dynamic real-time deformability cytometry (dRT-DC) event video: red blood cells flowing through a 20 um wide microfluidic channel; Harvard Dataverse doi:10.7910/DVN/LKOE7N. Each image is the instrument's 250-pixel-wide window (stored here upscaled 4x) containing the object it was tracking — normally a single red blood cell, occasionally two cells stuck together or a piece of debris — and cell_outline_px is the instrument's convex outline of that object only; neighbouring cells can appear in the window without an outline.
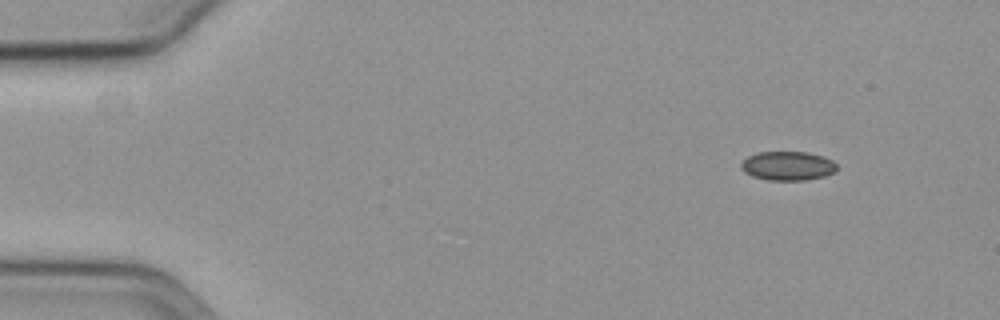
{"species": "common noctule bat (a hibernating species)", "species_latin": "Nyctalus noctula", "temperature_condition": "cold", "stored_images_in_passage": 52, "camera_frame_rate_fps": 3000, "um_per_image_px": 0.085, "animal": {"sex": "female", "body_mass_g": 19.3, "forearm_length_mm": 54.1}, "frame": {"image": 1, "passage_image": 1, "time_ms": 0.0, "image_size_px": [1000, 320], "cell_outline_px": [[836, 172], [824, 176], [804, 180], [768, 180], [752, 176], [744, 172], [740, 168], [740, 164], [748, 156], [756, 152], [808, 152], [824, 156], [832, 160], [836, 164]], "centroid_in_image_um": [66.95, 14.09], "position_along_channel_um": 18.0, "area_um2": 16.3}}
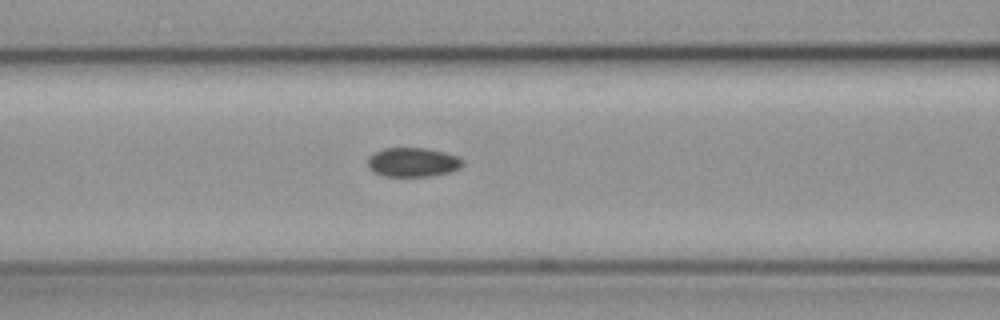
{"frame": {"image": 2, "passage_image": 19, "time_ms": 6.0, "image_size_px": [1000, 320], "cell_outline_px": [[464, 164], [460, 168], [448, 172], [428, 176], [384, 176], [368, 168], [368, 156], [384, 148], [428, 148], [444, 152], [456, 156], [464, 160]], "centroid_in_image_um": [35.09, 13.78], "position_along_channel_um": 131.5, "area_um2": 16.07}}
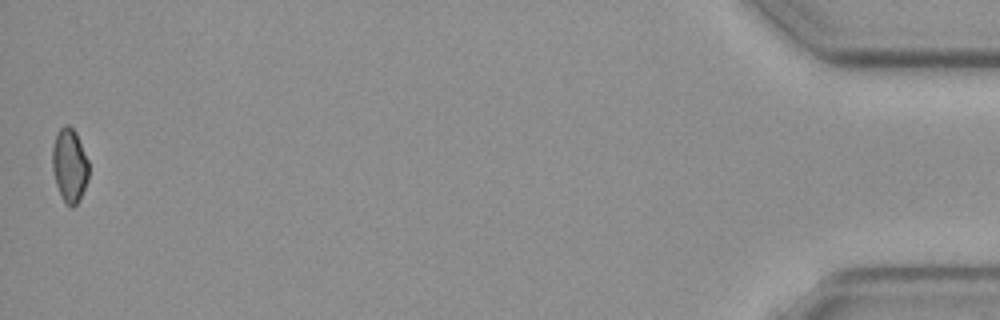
{"frame": {"image": 3, "passage_image": 52, "time_ms": 17.0, "image_size_px": [1000, 320], "cell_outline_px": [[88, 180], [76, 204], [72, 208], [60, 196], [56, 184], [52, 168], [52, 148], [56, 132], [64, 124], [68, 124], [76, 132], [88, 160]], "centroid_in_image_um": [5.89, 14.01], "position_along_channel_um": 429.3, "area_um2": 15.61}, "authors_computed_cell_mechanics": {"area_um2": 16.2418, "velocity_mm_per_s": 3.6175, "shape_relaxation_time_tau1_ms": 7.951, "shape_relaxation_time_tau2_ms": null, "deformation_change_tau1": 0.0658, "deformation_change_tau2": null}}